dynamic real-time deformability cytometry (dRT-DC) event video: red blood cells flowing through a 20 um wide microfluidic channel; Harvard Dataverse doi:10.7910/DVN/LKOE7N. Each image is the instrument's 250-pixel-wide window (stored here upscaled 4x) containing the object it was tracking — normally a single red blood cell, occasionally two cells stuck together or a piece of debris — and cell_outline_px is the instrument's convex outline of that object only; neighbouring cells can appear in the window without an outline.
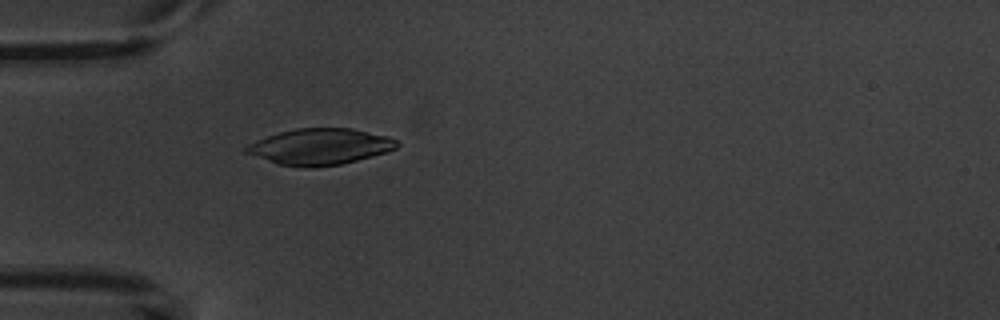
{"species": "common noctule bat (a hibernating species)", "species_latin": "Nyctalus noctula", "temperature_condition": "warm", "stored_images_in_passage": 2, "camera_frame_rate_fps": 3000, "um_per_image_px": 0.085, "animal": {"sex": "male", "body_mass_g": 20.1, "forearm_length_mm": 53.5}, "frame": {"image": 1, "passage_image": 2, "time_ms": 1.333, "image_size_px": [1000, 320], "cell_outline_px": [[400, 144], [396, 148], [372, 156], [340, 164], [316, 168], [308, 168], [276, 164], [244, 152], [244, 148], [248, 144], [256, 140], [280, 132], [296, 128], [352, 128], [388, 136], [396, 140]], "centroid_in_image_um": [27.18, 12.47], "position_along_channel_um": 57.8, "area_um2": 31.73}}